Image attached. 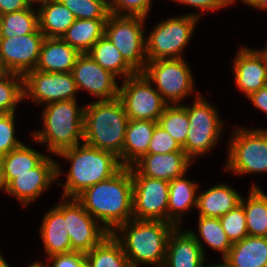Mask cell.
<instances>
[{
    "label": "cell",
    "instance_id": "obj_1",
    "mask_svg": "<svg viewBox=\"0 0 267 267\" xmlns=\"http://www.w3.org/2000/svg\"><path fill=\"white\" fill-rule=\"evenodd\" d=\"M133 180L130 167H122L109 179L86 188L76 199L112 233L133 219Z\"/></svg>",
    "mask_w": 267,
    "mask_h": 267
},
{
    "label": "cell",
    "instance_id": "obj_2",
    "mask_svg": "<svg viewBox=\"0 0 267 267\" xmlns=\"http://www.w3.org/2000/svg\"><path fill=\"white\" fill-rule=\"evenodd\" d=\"M176 226L161 220H136L119 225L112 235L122 245L132 267H163L169 236Z\"/></svg>",
    "mask_w": 267,
    "mask_h": 267
},
{
    "label": "cell",
    "instance_id": "obj_3",
    "mask_svg": "<svg viewBox=\"0 0 267 267\" xmlns=\"http://www.w3.org/2000/svg\"><path fill=\"white\" fill-rule=\"evenodd\" d=\"M59 157L70 162L65 183L57 179L63 187L62 197L76 198L86 188L100 181L109 179L123 166L114 153L81 143L71 149L61 152Z\"/></svg>",
    "mask_w": 267,
    "mask_h": 267
},
{
    "label": "cell",
    "instance_id": "obj_4",
    "mask_svg": "<svg viewBox=\"0 0 267 267\" xmlns=\"http://www.w3.org/2000/svg\"><path fill=\"white\" fill-rule=\"evenodd\" d=\"M129 118L119 97L84 106L83 143L120 157Z\"/></svg>",
    "mask_w": 267,
    "mask_h": 267
},
{
    "label": "cell",
    "instance_id": "obj_5",
    "mask_svg": "<svg viewBox=\"0 0 267 267\" xmlns=\"http://www.w3.org/2000/svg\"><path fill=\"white\" fill-rule=\"evenodd\" d=\"M77 101L46 104L42 110L43 129L32 133V140L46 144L47 151L55 155L83 143L84 106H78Z\"/></svg>",
    "mask_w": 267,
    "mask_h": 267
},
{
    "label": "cell",
    "instance_id": "obj_6",
    "mask_svg": "<svg viewBox=\"0 0 267 267\" xmlns=\"http://www.w3.org/2000/svg\"><path fill=\"white\" fill-rule=\"evenodd\" d=\"M200 15L194 12L158 22L146 35L147 61L184 58L182 52L194 35Z\"/></svg>",
    "mask_w": 267,
    "mask_h": 267
},
{
    "label": "cell",
    "instance_id": "obj_7",
    "mask_svg": "<svg viewBox=\"0 0 267 267\" xmlns=\"http://www.w3.org/2000/svg\"><path fill=\"white\" fill-rule=\"evenodd\" d=\"M192 106L183 105L187 110L189 130L182 146L186 155L194 162L197 156L210 152L218 143L223 130V121L216 108L206 101L200 92H195Z\"/></svg>",
    "mask_w": 267,
    "mask_h": 267
},
{
    "label": "cell",
    "instance_id": "obj_8",
    "mask_svg": "<svg viewBox=\"0 0 267 267\" xmlns=\"http://www.w3.org/2000/svg\"><path fill=\"white\" fill-rule=\"evenodd\" d=\"M225 169L236 174L267 173V129L234 128Z\"/></svg>",
    "mask_w": 267,
    "mask_h": 267
},
{
    "label": "cell",
    "instance_id": "obj_9",
    "mask_svg": "<svg viewBox=\"0 0 267 267\" xmlns=\"http://www.w3.org/2000/svg\"><path fill=\"white\" fill-rule=\"evenodd\" d=\"M145 17L110 14L105 22L104 35L116 46L124 60L137 72L145 69Z\"/></svg>",
    "mask_w": 267,
    "mask_h": 267
},
{
    "label": "cell",
    "instance_id": "obj_10",
    "mask_svg": "<svg viewBox=\"0 0 267 267\" xmlns=\"http://www.w3.org/2000/svg\"><path fill=\"white\" fill-rule=\"evenodd\" d=\"M142 73L169 105L180 104L196 91L190 66L184 58L147 61Z\"/></svg>",
    "mask_w": 267,
    "mask_h": 267
},
{
    "label": "cell",
    "instance_id": "obj_11",
    "mask_svg": "<svg viewBox=\"0 0 267 267\" xmlns=\"http://www.w3.org/2000/svg\"><path fill=\"white\" fill-rule=\"evenodd\" d=\"M119 87V98L133 120L157 122L169 105L143 73L127 77Z\"/></svg>",
    "mask_w": 267,
    "mask_h": 267
},
{
    "label": "cell",
    "instance_id": "obj_12",
    "mask_svg": "<svg viewBox=\"0 0 267 267\" xmlns=\"http://www.w3.org/2000/svg\"><path fill=\"white\" fill-rule=\"evenodd\" d=\"M24 98L37 104L77 99L78 92L72 72L31 70L24 76Z\"/></svg>",
    "mask_w": 267,
    "mask_h": 267
},
{
    "label": "cell",
    "instance_id": "obj_13",
    "mask_svg": "<svg viewBox=\"0 0 267 267\" xmlns=\"http://www.w3.org/2000/svg\"><path fill=\"white\" fill-rule=\"evenodd\" d=\"M65 226L73 251L87 253L98 245L110 232L93 218L76 198H65Z\"/></svg>",
    "mask_w": 267,
    "mask_h": 267
},
{
    "label": "cell",
    "instance_id": "obj_14",
    "mask_svg": "<svg viewBox=\"0 0 267 267\" xmlns=\"http://www.w3.org/2000/svg\"><path fill=\"white\" fill-rule=\"evenodd\" d=\"M133 218L167 222L169 181L146 176H132Z\"/></svg>",
    "mask_w": 267,
    "mask_h": 267
},
{
    "label": "cell",
    "instance_id": "obj_15",
    "mask_svg": "<svg viewBox=\"0 0 267 267\" xmlns=\"http://www.w3.org/2000/svg\"><path fill=\"white\" fill-rule=\"evenodd\" d=\"M60 168L58 161L47 156L29 172L18 174L2 191L8 193V196L15 197L25 207L42 195L52 183H57L58 177L63 173Z\"/></svg>",
    "mask_w": 267,
    "mask_h": 267
},
{
    "label": "cell",
    "instance_id": "obj_16",
    "mask_svg": "<svg viewBox=\"0 0 267 267\" xmlns=\"http://www.w3.org/2000/svg\"><path fill=\"white\" fill-rule=\"evenodd\" d=\"M44 34L38 30L22 36L2 38L0 44V65L4 72L25 75L39 60Z\"/></svg>",
    "mask_w": 267,
    "mask_h": 267
},
{
    "label": "cell",
    "instance_id": "obj_17",
    "mask_svg": "<svg viewBox=\"0 0 267 267\" xmlns=\"http://www.w3.org/2000/svg\"><path fill=\"white\" fill-rule=\"evenodd\" d=\"M72 74L78 91L86 90L96 101L119 97V85L115 75L103 69L87 53L81 54L73 67Z\"/></svg>",
    "mask_w": 267,
    "mask_h": 267
},
{
    "label": "cell",
    "instance_id": "obj_18",
    "mask_svg": "<svg viewBox=\"0 0 267 267\" xmlns=\"http://www.w3.org/2000/svg\"><path fill=\"white\" fill-rule=\"evenodd\" d=\"M192 162L185 152L146 154L130 168L132 176H146L170 182L186 174Z\"/></svg>",
    "mask_w": 267,
    "mask_h": 267
},
{
    "label": "cell",
    "instance_id": "obj_19",
    "mask_svg": "<svg viewBox=\"0 0 267 267\" xmlns=\"http://www.w3.org/2000/svg\"><path fill=\"white\" fill-rule=\"evenodd\" d=\"M175 227L169 236L163 267H202L205 248L195 231Z\"/></svg>",
    "mask_w": 267,
    "mask_h": 267
},
{
    "label": "cell",
    "instance_id": "obj_20",
    "mask_svg": "<svg viewBox=\"0 0 267 267\" xmlns=\"http://www.w3.org/2000/svg\"><path fill=\"white\" fill-rule=\"evenodd\" d=\"M234 81L245 96L266 85L267 64L258 49L241 47L233 60Z\"/></svg>",
    "mask_w": 267,
    "mask_h": 267
},
{
    "label": "cell",
    "instance_id": "obj_21",
    "mask_svg": "<svg viewBox=\"0 0 267 267\" xmlns=\"http://www.w3.org/2000/svg\"><path fill=\"white\" fill-rule=\"evenodd\" d=\"M40 228V237L42 238L47 257L73 251L65 226L64 201L48 209L43 217Z\"/></svg>",
    "mask_w": 267,
    "mask_h": 267
},
{
    "label": "cell",
    "instance_id": "obj_22",
    "mask_svg": "<svg viewBox=\"0 0 267 267\" xmlns=\"http://www.w3.org/2000/svg\"><path fill=\"white\" fill-rule=\"evenodd\" d=\"M81 53L61 38H44L35 70L72 72Z\"/></svg>",
    "mask_w": 267,
    "mask_h": 267
},
{
    "label": "cell",
    "instance_id": "obj_23",
    "mask_svg": "<svg viewBox=\"0 0 267 267\" xmlns=\"http://www.w3.org/2000/svg\"><path fill=\"white\" fill-rule=\"evenodd\" d=\"M157 122L129 119L122 154L119 161L123 167H131L147 154L150 140Z\"/></svg>",
    "mask_w": 267,
    "mask_h": 267
},
{
    "label": "cell",
    "instance_id": "obj_24",
    "mask_svg": "<svg viewBox=\"0 0 267 267\" xmlns=\"http://www.w3.org/2000/svg\"><path fill=\"white\" fill-rule=\"evenodd\" d=\"M198 184L184 175L169 182L167 222L181 227L182 217L189 209L197 207Z\"/></svg>",
    "mask_w": 267,
    "mask_h": 267
},
{
    "label": "cell",
    "instance_id": "obj_25",
    "mask_svg": "<svg viewBox=\"0 0 267 267\" xmlns=\"http://www.w3.org/2000/svg\"><path fill=\"white\" fill-rule=\"evenodd\" d=\"M242 196L228 184L213 185L197 195V210L200 216L220 218L236 208Z\"/></svg>",
    "mask_w": 267,
    "mask_h": 267
},
{
    "label": "cell",
    "instance_id": "obj_26",
    "mask_svg": "<svg viewBox=\"0 0 267 267\" xmlns=\"http://www.w3.org/2000/svg\"><path fill=\"white\" fill-rule=\"evenodd\" d=\"M47 156L23 143L1 157L0 184L2 189L18 174H24L37 167Z\"/></svg>",
    "mask_w": 267,
    "mask_h": 267
},
{
    "label": "cell",
    "instance_id": "obj_27",
    "mask_svg": "<svg viewBox=\"0 0 267 267\" xmlns=\"http://www.w3.org/2000/svg\"><path fill=\"white\" fill-rule=\"evenodd\" d=\"M231 267H267V237L246 236L224 258Z\"/></svg>",
    "mask_w": 267,
    "mask_h": 267
},
{
    "label": "cell",
    "instance_id": "obj_28",
    "mask_svg": "<svg viewBox=\"0 0 267 267\" xmlns=\"http://www.w3.org/2000/svg\"><path fill=\"white\" fill-rule=\"evenodd\" d=\"M39 30L46 38H61L75 22L74 14L60 1L51 0L37 7Z\"/></svg>",
    "mask_w": 267,
    "mask_h": 267
},
{
    "label": "cell",
    "instance_id": "obj_29",
    "mask_svg": "<svg viewBox=\"0 0 267 267\" xmlns=\"http://www.w3.org/2000/svg\"><path fill=\"white\" fill-rule=\"evenodd\" d=\"M107 19H76L61 39L81 54L87 53L104 35Z\"/></svg>",
    "mask_w": 267,
    "mask_h": 267
},
{
    "label": "cell",
    "instance_id": "obj_30",
    "mask_svg": "<svg viewBox=\"0 0 267 267\" xmlns=\"http://www.w3.org/2000/svg\"><path fill=\"white\" fill-rule=\"evenodd\" d=\"M87 54L103 69L111 72L116 77L121 76L122 80L137 74L105 35L92 46Z\"/></svg>",
    "mask_w": 267,
    "mask_h": 267
},
{
    "label": "cell",
    "instance_id": "obj_31",
    "mask_svg": "<svg viewBox=\"0 0 267 267\" xmlns=\"http://www.w3.org/2000/svg\"><path fill=\"white\" fill-rule=\"evenodd\" d=\"M247 200L240 205L246 215L248 236L267 237V195L258 185L251 184Z\"/></svg>",
    "mask_w": 267,
    "mask_h": 267
},
{
    "label": "cell",
    "instance_id": "obj_32",
    "mask_svg": "<svg viewBox=\"0 0 267 267\" xmlns=\"http://www.w3.org/2000/svg\"><path fill=\"white\" fill-rule=\"evenodd\" d=\"M85 255L87 267H132L122 245L112 233Z\"/></svg>",
    "mask_w": 267,
    "mask_h": 267
},
{
    "label": "cell",
    "instance_id": "obj_33",
    "mask_svg": "<svg viewBox=\"0 0 267 267\" xmlns=\"http://www.w3.org/2000/svg\"><path fill=\"white\" fill-rule=\"evenodd\" d=\"M2 38L36 33L39 30L38 10L29 7L0 16Z\"/></svg>",
    "mask_w": 267,
    "mask_h": 267
},
{
    "label": "cell",
    "instance_id": "obj_34",
    "mask_svg": "<svg viewBox=\"0 0 267 267\" xmlns=\"http://www.w3.org/2000/svg\"><path fill=\"white\" fill-rule=\"evenodd\" d=\"M198 230L201 239L225 258L232 247V243L224 232L219 218L198 215Z\"/></svg>",
    "mask_w": 267,
    "mask_h": 267
},
{
    "label": "cell",
    "instance_id": "obj_35",
    "mask_svg": "<svg viewBox=\"0 0 267 267\" xmlns=\"http://www.w3.org/2000/svg\"><path fill=\"white\" fill-rule=\"evenodd\" d=\"M24 98V77L17 73L0 76V114L15 113Z\"/></svg>",
    "mask_w": 267,
    "mask_h": 267
},
{
    "label": "cell",
    "instance_id": "obj_36",
    "mask_svg": "<svg viewBox=\"0 0 267 267\" xmlns=\"http://www.w3.org/2000/svg\"><path fill=\"white\" fill-rule=\"evenodd\" d=\"M157 124L183 146L187 139L189 120L186 108L181 104L168 105Z\"/></svg>",
    "mask_w": 267,
    "mask_h": 267
},
{
    "label": "cell",
    "instance_id": "obj_37",
    "mask_svg": "<svg viewBox=\"0 0 267 267\" xmlns=\"http://www.w3.org/2000/svg\"><path fill=\"white\" fill-rule=\"evenodd\" d=\"M76 19H107L110 15L106 0H60Z\"/></svg>",
    "mask_w": 267,
    "mask_h": 267
},
{
    "label": "cell",
    "instance_id": "obj_38",
    "mask_svg": "<svg viewBox=\"0 0 267 267\" xmlns=\"http://www.w3.org/2000/svg\"><path fill=\"white\" fill-rule=\"evenodd\" d=\"M219 220L232 244L248 236L246 215L240 204L220 217Z\"/></svg>",
    "mask_w": 267,
    "mask_h": 267
},
{
    "label": "cell",
    "instance_id": "obj_39",
    "mask_svg": "<svg viewBox=\"0 0 267 267\" xmlns=\"http://www.w3.org/2000/svg\"><path fill=\"white\" fill-rule=\"evenodd\" d=\"M15 115L0 114V158L23 144L15 135Z\"/></svg>",
    "mask_w": 267,
    "mask_h": 267
},
{
    "label": "cell",
    "instance_id": "obj_40",
    "mask_svg": "<svg viewBox=\"0 0 267 267\" xmlns=\"http://www.w3.org/2000/svg\"><path fill=\"white\" fill-rule=\"evenodd\" d=\"M152 0H108L110 14L148 17Z\"/></svg>",
    "mask_w": 267,
    "mask_h": 267
},
{
    "label": "cell",
    "instance_id": "obj_41",
    "mask_svg": "<svg viewBox=\"0 0 267 267\" xmlns=\"http://www.w3.org/2000/svg\"><path fill=\"white\" fill-rule=\"evenodd\" d=\"M184 152L183 147L158 124L155 126L147 154Z\"/></svg>",
    "mask_w": 267,
    "mask_h": 267
},
{
    "label": "cell",
    "instance_id": "obj_42",
    "mask_svg": "<svg viewBox=\"0 0 267 267\" xmlns=\"http://www.w3.org/2000/svg\"><path fill=\"white\" fill-rule=\"evenodd\" d=\"M48 260L52 265L49 262L45 265L41 261L34 263L41 264L43 267H86V255L79 251L51 255Z\"/></svg>",
    "mask_w": 267,
    "mask_h": 267
},
{
    "label": "cell",
    "instance_id": "obj_43",
    "mask_svg": "<svg viewBox=\"0 0 267 267\" xmlns=\"http://www.w3.org/2000/svg\"><path fill=\"white\" fill-rule=\"evenodd\" d=\"M180 4H185L189 7L198 8V10L203 11H218L222 8H227V0H173Z\"/></svg>",
    "mask_w": 267,
    "mask_h": 267
},
{
    "label": "cell",
    "instance_id": "obj_44",
    "mask_svg": "<svg viewBox=\"0 0 267 267\" xmlns=\"http://www.w3.org/2000/svg\"><path fill=\"white\" fill-rule=\"evenodd\" d=\"M247 98L253 106L267 114V85L251 93Z\"/></svg>",
    "mask_w": 267,
    "mask_h": 267
},
{
    "label": "cell",
    "instance_id": "obj_45",
    "mask_svg": "<svg viewBox=\"0 0 267 267\" xmlns=\"http://www.w3.org/2000/svg\"><path fill=\"white\" fill-rule=\"evenodd\" d=\"M29 8L26 0H0V16Z\"/></svg>",
    "mask_w": 267,
    "mask_h": 267
},
{
    "label": "cell",
    "instance_id": "obj_46",
    "mask_svg": "<svg viewBox=\"0 0 267 267\" xmlns=\"http://www.w3.org/2000/svg\"><path fill=\"white\" fill-rule=\"evenodd\" d=\"M236 0H227V3L229 6L231 4L236 3ZM244 4H247L249 7L251 6L253 9L255 8L256 10H261L263 11L267 10V0H240Z\"/></svg>",
    "mask_w": 267,
    "mask_h": 267
},
{
    "label": "cell",
    "instance_id": "obj_47",
    "mask_svg": "<svg viewBox=\"0 0 267 267\" xmlns=\"http://www.w3.org/2000/svg\"><path fill=\"white\" fill-rule=\"evenodd\" d=\"M206 261H204L202 267H231L230 264L224 259L222 258V261L221 263H218V264H205Z\"/></svg>",
    "mask_w": 267,
    "mask_h": 267
},
{
    "label": "cell",
    "instance_id": "obj_48",
    "mask_svg": "<svg viewBox=\"0 0 267 267\" xmlns=\"http://www.w3.org/2000/svg\"><path fill=\"white\" fill-rule=\"evenodd\" d=\"M51 0H26V3L28 4L29 7H33L34 5L38 7L47 4ZM34 4V5H33Z\"/></svg>",
    "mask_w": 267,
    "mask_h": 267
},
{
    "label": "cell",
    "instance_id": "obj_49",
    "mask_svg": "<svg viewBox=\"0 0 267 267\" xmlns=\"http://www.w3.org/2000/svg\"><path fill=\"white\" fill-rule=\"evenodd\" d=\"M0 267H10L2 254H0Z\"/></svg>",
    "mask_w": 267,
    "mask_h": 267
},
{
    "label": "cell",
    "instance_id": "obj_50",
    "mask_svg": "<svg viewBox=\"0 0 267 267\" xmlns=\"http://www.w3.org/2000/svg\"><path fill=\"white\" fill-rule=\"evenodd\" d=\"M258 52L264 57L265 62L267 64V45H266V47H264V49L258 50Z\"/></svg>",
    "mask_w": 267,
    "mask_h": 267
},
{
    "label": "cell",
    "instance_id": "obj_51",
    "mask_svg": "<svg viewBox=\"0 0 267 267\" xmlns=\"http://www.w3.org/2000/svg\"><path fill=\"white\" fill-rule=\"evenodd\" d=\"M28 267H43L41 264H37V263H32V264H30V266H28Z\"/></svg>",
    "mask_w": 267,
    "mask_h": 267
},
{
    "label": "cell",
    "instance_id": "obj_52",
    "mask_svg": "<svg viewBox=\"0 0 267 267\" xmlns=\"http://www.w3.org/2000/svg\"><path fill=\"white\" fill-rule=\"evenodd\" d=\"M2 42V32H1V26H0V44Z\"/></svg>",
    "mask_w": 267,
    "mask_h": 267
},
{
    "label": "cell",
    "instance_id": "obj_53",
    "mask_svg": "<svg viewBox=\"0 0 267 267\" xmlns=\"http://www.w3.org/2000/svg\"><path fill=\"white\" fill-rule=\"evenodd\" d=\"M5 73L4 70L2 69L1 65H0V76Z\"/></svg>",
    "mask_w": 267,
    "mask_h": 267
}]
</instances>
